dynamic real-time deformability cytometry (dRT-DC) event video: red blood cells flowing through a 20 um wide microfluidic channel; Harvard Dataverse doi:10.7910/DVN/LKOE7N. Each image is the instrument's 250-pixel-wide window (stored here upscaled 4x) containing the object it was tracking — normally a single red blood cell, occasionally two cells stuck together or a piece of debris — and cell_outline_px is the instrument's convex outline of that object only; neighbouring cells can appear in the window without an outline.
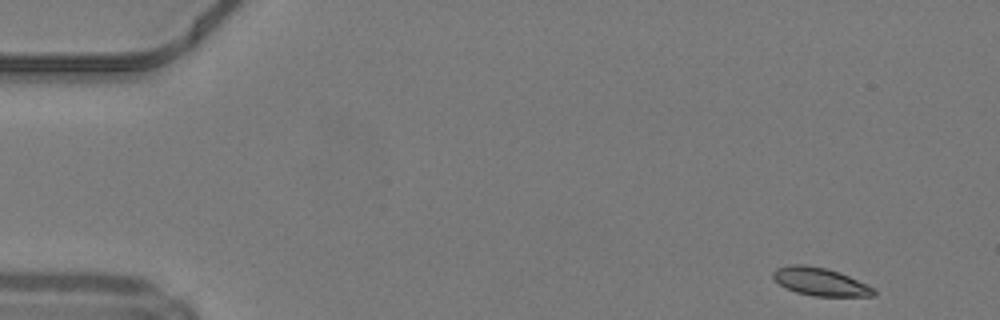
{"species": "common noctule bat (a hibernating species)", "species_latin": "Nyctalus noctula", "temperature_condition": "warm", "stored_images_in_passage": 42, "camera_frame_rate_fps": 3000, "um_per_image_px": 0.085, "animal": {"sex": "male", "body_mass_g": 19.2, "forearm_length_mm": 51.8}, "frame": {"image": 1, "passage_image": 1, "time_ms": 0.0, "image_size_px": [1000, 320], "cell_outline_px": [[876, 292], [872, 296], [812, 296], [796, 292], [780, 284], [772, 276], [772, 272], [776, 268], [792, 264], [804, 264], [824, 268], [840, 272], [876, 288]], "centroid_in_image_um": [69.74, 23.94], "position_along_channel_um": 15.3, "area_um2": 16.36}}
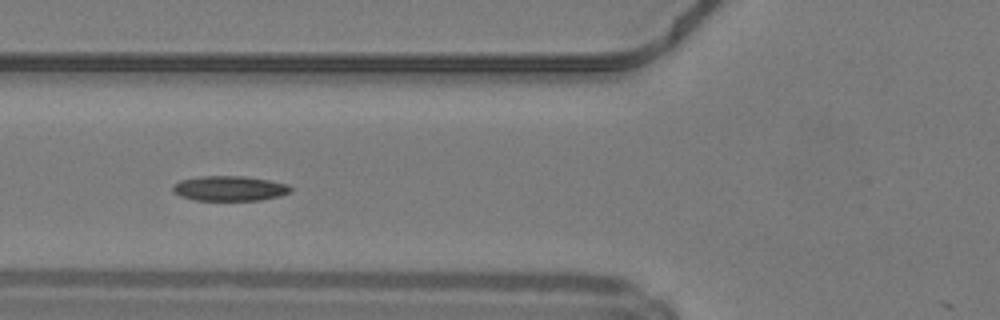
{"frame": {"image": 2, "passage_image": 16, "time_ms": 5.0, "image_size_px": [1000, 320], "cell_outline_px": [[292, 192], [280, 196], [260, 200], [196, 200], [180, 196], [172, 192], [172, 184], [180, 180], [200, 176], [244, 176], [268, 180], [288, 184], [292, 188]], "centroid_in_image_um": [19.5, 16.01], "position_along_channel_um": 106.3, "area_um2": 17.28}}
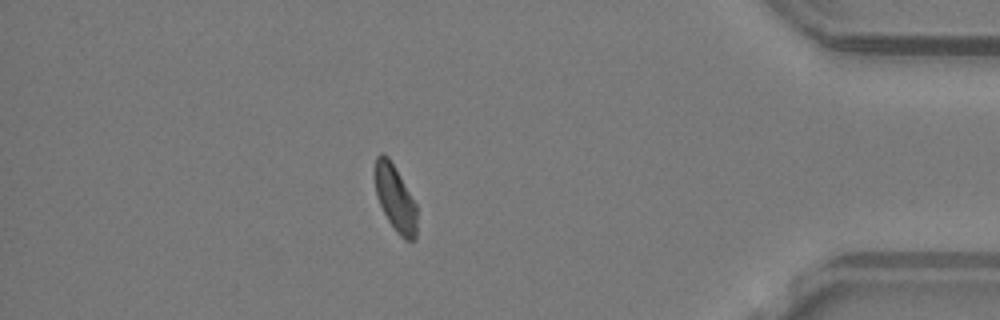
{"frame": {"image": 3, "passage_image": 40, "time_ms": 13.0, "image_size_px": [1000, 320], "cell_outline_px": [[416, 240], [404, 240], [396, 232], [388, 220], [376, 196], [372, 172], [376, 156], [380, 152], [384, 152], [388, 156], [400, 176], [416, 204]], "centroid_in_image_um": [33.54, 16.8], "position_along_channel_um": 401.7, "area_um2": 16.47}}